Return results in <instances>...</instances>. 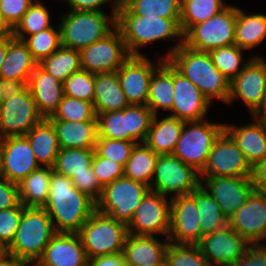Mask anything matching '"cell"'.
Wrapping results in <instances>:
<instances>
[{
    "label": "cell",
    "instance_id": "obj_1",
    "mask_svg": "<svg viewBox=\"0 0 266 266\" xmlns=\"http://www.w3.org/2000/svg\"><path fill=\"white\" fill-rule=\"evenodd\" d=\"M56 233H79L96 209V202L79 191L72 179L52 170L49 196L43 207Z\"/></svg>",
    "mask_w": 266,
    "mask_h": 266
},
{
    "label": "cell",
    "instance_id": "obj_2",
    "mask_svg": "<svg viewBox=\"0 0 266 266\" xmlns=\"http://www.w3.org/2000/svg\"><path fill=\"white\" fill-rule=\"evenodd\" d=\"M116 26L120 29L124 43L131 55H144L138 49L152 42L180 38V40L178 39L179 43L170 46L165 57L163 56V59H168L175 48L183 44L180 19L134 15L123 5L119 8Z\"/></svg>",
    "mask_w": 266,
    "mask_h": 266
},
{
    "label": "cell",
    "instance_id": "obj_3",
    "mask_svg": "<svg viewBox=\"0 0 266 266\" xmlns=\"http://www.w3.org/2000/svg\"><path fill=\"white\" fill-rule=\"evenodd\" d=\"M180 73L193 82L212 103H228L230 81L214 66L209 52L193 50L182 44L167 59Z\"/></svg>",
    "mask_w": 266,
    "mask_h": 266
},
{
    "label": "cell",
    "instance_id": "obj_4",
    "mask_svg": "<svg viewBox=\"0 0 266 266\" xmlns=\"http://www.w3.org/2000/svg\"><path fill=\"white\" fill-rule=\"evenodd\" d=\"M55 234L53 222L44 208L24 207L15 237L5 254L33 266Z\"/></svg>",
    "mask_w": 266,
    "mask_h": 266
},
{
    "label": "cell",
    "instance_id": "obj_5",
    "mask_svg": "<svg viewBox=\"0 0 266 266\" xmlns=\"http://www.w3.org/2000/svg\"><path fill=\"white\" fill-rule=\"evenodd\" d=\"M117 14L70 10L60 15L61 46L80 51L104 38L116 27Z\"/></svg>",
    "mask_w": 266,
    "mask_h": 266
},
{
    "label": "cell",
    "instance_id": "obj_6",
    "mask_svg": "<svg viewBox=\"0 0 266 266\" xmlns=\"http://www.w3.org/2000/svg\"><path fill=\"white\" fill-rule=\"evenodd\" d=\"M87 259L101 255H115L124 250L127 225L95 209L78 233Z\"/></svg>",
    "mask_w": 266,
    "mask_h": 266
},
{
    "label": "cell",
    "instance_id": "obj_7",
    "mask_svg": "<svg viewBox=\"0 0 266 266\" xmlns=\"http://www.w3.org/2000/svg\"><path fill=\"white\" fill-rule=\"evenodd\" d=\"M225 123L186 121L173 154L183 163L201 172L205 167L213 143L224 131Z\"/></svg>",
    "mask_w": 266,
    "mask_h": 266
},
{
    "label": "cell",
    "instance_id": "obj_8",
    "mask_svg": "<svg viewBox=\"0 0 266 266\" xmlns=\"http://www.w3.org/2000/svg\"><path fill=\"white\" fill-rule=\"evenodd\" d=\"M237 7L228 4L218 14L192 26L183 35V44L201 52L235 44Z\"/></svg>",
    "mask_w": 266,
    "mask_h": 266
},
{
    "label": "cell",
    "instance_id": "obj_9",
    "mask_svg": "<svg viewBox=\"0 0 266 266\" xmlns=\"http://www.w3.org/2000/svg\"><path fill=\"white\" fill-rule=\"evenodd\" d=\"M150 187L125 176L103 187L96 209L127 225Z\"/></svg>",
    "mask_w": 266,
    "mask_h": 266
},
{
    "label": "cell",
    "instance_id": "obj_10",
    "mask_svg": "<svg viewBox=\"0 0 266 266\" xmlns=\"http://www.w3.org/2000/svg\"><path fill=\"white\" fill-rule=\"evenodd\" d=\"M201 185L200 172L172 154L159 155L150 191L173 198L188 195Z\"/></svg>",
    "mask_w": 266,
    "mask_h": 266
},
{
    "label": "cell",
    "instance_id": "obj_11",
    "mask_svg": "<svg viewBox=\"0 0 266 266\" xmlns=\"http://www.w3.org/2000/svg\"><path fill=\"white\" fill-rule=\"evenodd\" d=\"M79 52L81 68L94 74L115 72L131 56L117 26L104 38Z\"/></svg>",
    "mask_w": 266,
    "mask_h": 266
},
{
    "label": "cell",
    "instance_id": "obj_12",
    "mask_svg": "<svg viewBox=\"0 0 266 266\" xmlns=\"http://www.w3.org/2000/svg\"><path fill=\"white\" fill-rule=\"evenodd\" d=\"M170 201L168 196L149 191L127 224L128 233L133 235H161L169 237Z\"/></svg>",
    "mask_w": 266,
    "mask_h": 266
},
{
    "label": "cell",
    "instance_id": "obj_13",
    "mask_svg": "<svg viewBox=\"0 0 266 266\" xmlns=\"http://www.w3.org/2000/svg\"><path fill=\"white\" fill-rule=\"evenodd\" d=\"M252 166L234 140L223 131L213 143L200 177H251Z\"/></svg>",
    "mask_w": 266,
    "mask_h": 266
},
{
    "label": "cell",
    "instance_id": "obj_14",
    "mask_svg": "<svg viewBox=\"0 0 266 266\" xmlns=\"http://www.w3.org/2000/svg\"><path fill=\"white\" fill-rule=\"evenodd\" d=\"M27 87L2 102L0 111V139L9 136H24L43 120Z\"/></svg>",
    "mask_w": 266,
    "mask_h": 266
},
{
    "label": "cell",
    "instance_id": "obj_15",
    "mask_svg": "<svg viewBox=\"0 0 266 266\" xmlns=\"http://www.w3.org/2000/svg\"><path fill=\"white\" fill-rule=\"evenodd\" d=\"M163 60L160 56L155 64L145 55H131L117 70L121 88L129 105L147 104L150 80Z\"/></svg>",
    "mask_w": 266,
    "mask_h": 266
},
{
    "label": "cell",
    "instance_id": "obj_16",
    "mask_svg": "<svg viewBox=\"0 0 266 266\" xmlns=\"http://www.w3.org/2000/svg\"><path fill=\"white\" fill-rule=\"evenodd\" d=\"M266 93V60L262 56L251 57L243 70L230 82L227 104L240 98L251 115L261 105Z\"/></svg>",
    "mask_w": 266,
    "mask_h": 266
},
{
    "label": "cell",
    "instance_id": "obj_17",
    "mask_svg": "<svg viewBox=\"0 0 266 266\" xmlns=\"http://www.w3.org/2000/svg\"><path fill=\"white\" fill-rule=\"evenodd\" d=\"M0 167L2 177L18 184L41 166L25 136L0 139Z\"/></svg>",
    "mask_w": 266,
    "mask_h": 266
},
{
    "label": "cell",
    "instance_id": "obj_18",
    "mask_svg": "<svg viewBox=\"0 0 266 266\" xmlns=\"http://www.w3.org/2000/svg\"><path fill=\"white\" fill-rule=\"evenodd\" d=\"M199 218L196 200L191 194L171 198L168 240L174 244L197 245L202 239Z\"/></svg>",
    "mask_w": 266,
    "mask_h": 266
},
{
    "label": "cell",
    "instance_id": "obj_19",
    "mask_svg": "<svg viewBox=\"0 0 266 266\" xmlns=\"http://www.w3.org/2000/svg\"><path fill=\"white\" fill-rule=\"evenodd\" d=\"M197 245L210 266H230L246 255L251 244L235 230L226 226L203 236Z\"/></svg>",
    "mask_w": 266,
    "mask_h": 266
},
{
    "label": "cell",
    "instance_id": "obj_20",
    "mask_svg": "<svg viewBox=\"0 0 266 266\" xmlns=\"http://www.w3.org/2000/svg\"><path fill=\"white\" fill-rule=\"evenodd\" d=\"M228 226L250 244H265L266 192L255 190L245 204L228 218Z\"/></svg>",
    "mask_w": 266,
    "mask_h": 266
},
{
    "label": "cell",
    "instance_id": "obj_21",
    "mask_svg": "<svg viewBox=\"0 0 266 266\" xmlns=\"http://www.w3.org/2000/svg\"><path fill=\"white\" fill-rule=\"evenodd\" d=\"M201 185L219 204L227 218L245 204L256 190L251 177H200Z\"/></svg>",
    "mask_w": 266,
    "mask_h": 266
},
{
    "label": "cell",
    "instance_id": "obj_22",
    "mask_svg": "<svg viewBox=\"0 0 266 266\" xmlns=\"http://www.w3.org/2000/svg\"><path fill=\"white\" fill-rule=\"evenodd\" d=\"M211 102L199 88L174 67L173 104L168 116L183 121H201L206 119Z\"/></svg>",
    "mask_w": 266,
    "mask_h": 266
},
{
    "label": "cell",
    "instance_id": "obj_23",
    "mask_svg": "<svg viewBox=\"0 0 266 266\" xmlns=\"http://www.w3.org/2000/svg\"><path fill=\"white\" fill-rule=\"evenodd\" d=\"M33 266H88L80 235L56 233Z\"/></svg>",
    "mask_w": 266,
    "mask_h": 266
},
{
    "label": "cell",
    "instance_id": "obj_24",
    "mask_svg": "<svg viewBox=\"0 0 266 266\" xmlns=\"http://www.w3.org/2000/svg\"><path fill=\"white\" fill-rule=\"evenodd\" d=\"M156 236L133 235L128 233L123 254L127 266H149L162 264L170 243L168 238L159 241Z\"/></svg>",
    "mask_w": 266,
    "mask_h": 266
},
{
    "label": "cell",
    "instance_id": "obj_25",
    "mask_svg": "<svg viewBox=\"0 0 266 266\" xmlns=\"http://www.w3.org/2000/svg\"><path fill=\"white\" fill-rule=\"evenodd\" d=\"M27 87L43 118H48L57 110L64 97L63 83L37 65L30 75Z\"/></svg>",
    "mask_w": 266,
    "mask_h": 266
},
{
    "label": "cell",
    "instance_id": "obj_26",
    "mask_svg": "<svg viewBox=\"0 0 266 266\" xmlns=\"http://www.w3.org/2000/svg\"><path fill=\"white\" fill-rule=\"evenodd\" d=\"M224 131L234 140L251 166L266 156L265 123L255 118L242 126L225 123Z\"/></svg>",
    "mask_w": 266,
    "mask_h": 266
},
{
    "label": "cell",
    "instance_id": "obj_27",
    "mask_svg": "<svg viewBox=\"0 0 266 266\" xmlns=\"http://www.w3.org/2000/svg\"><path fill=\"white\" fill-rule=\"evenodd\" d=\"M49 121L56 131L60 149H95L98 138L97 121Z\"/></svg>",
    "mask_w": 266,
    "mask_h": 266
},
{
    "label": "cell",
    "instance_id": "obj_28",
    "mask_svg": "<svg viewBox=\"0 0 266 266\" xmlns=\"http://www.w3.org/2000/svg\"><path fill=\"white\" fill-rule=\"evenodd\" d=\"M93 104L97 115L123 110L129 106L121 88L117 71L95 74Z\"/></svg>",
    "mask_w": 266,
    "mask_h": 266
},
{
    "label": "cell",
    "instance_id": "obj_29",
    "mask_svg": "<svg viewBox=\"0 0 266 266\" xmlns=\"http://www.w3.org/2000/svg\"><path fill=\"white\" fill-rule=\"evenodd\" d=\"M38 63L33 59L27 45L19 39L8 37L6 56L1 66L0 79L26 81Z\"/></svg>",
    "mask_w": 266,
    "mask_h": 266
},
{
    "label": "cell",
    "instance_id": "obj_30",
    "mask_svg": "<svg viewBox=\"0 0 266 266\" xmlns=\"http://www.w3.org/2000/svg\"><path fill=\"white\" fill-rule=\"evenodd\" d=\"M154 115L145 144L159 155L173 154L177 141L186 121L165 116Z\"/></svg>",
    "mask_w": 266,
    "mask_h": 266
},
{
    "label": "cell",
    "instance_id": "obj_31",
    "mask_svg": "<svg viewBox=\"0 0 266 266\" xmlns=\"http://www.w3.org/2000/svg\"><path fill=\"white\" fill-rule=\"evenodd\" d=\"M174 66L164 59L163 63L154 71L150 80L147 106L154 115L159 110L170 111L173 104Z\"/></svg>",
    "mask_w": 266,
    "mask_h": 266
},
{
    "label": "cell",
    "instance_id": "obj_32",
    "mask_svg": "<svg viewBox=\"0 0 266 266\" xmlns=\"http://www.w3.org/2000/svg\"><path fill=\"white\" fill-rule=\"evenodd\" d=\"M41 167H53L60 147L52 123L44 118L24 135Z\"/></svg>",
    "mask_w": 266,
    "mask_h": 266
},
{
    "label": "cell",
    "instance_id": "obj_33",
    "mask_svg": "<svg viewBox=\"0 0 266 266\" xmlns=\"http://www.w3.org/2000/svg\"><path fill=\"white\" fill-rule=\"evenodd\" d=\"M266 39V15L247 14L237 7L235 45L242 50H251Z\"/></svg>",
    "mask_w": 266,
    "mask_h": 266
},
{
    "label": "cell",
    "instance_id": "obj_34",
    "mask_svg": "<svg viewBox=\"0 0 266 266\" xmlns=\"http://www.w3.org/2000/svg\"><path fill=\"white\" fill-rule=\"evenodd\" d=\"M51 167H40L18 183L19 199L25 207L43 208L49 196Z\"/></svg>",
    "mask_w": 266,
    "mask_h": 266
},
{
    "label": "cell",
    "instance_id": "obj_35",
    "mask_svg": "<svg viewBox=\"0 0 266 266\" xmlns=\"http://www.w3.org/2000/svg\"><path fill=\"white\" fill-rule=\"evenodd\" d=\"M190 194L195 198L198 212L200 214L199 223L202 231V237L228 226V218L221 211V208L216 200L202 185Z\"/></svg>",
    "mask_w": 266,
    "mask_h": 266
},
{
    "label": "cell",
    "instance_id": "obj_36",
    "mask_svg": "<svg viewBox=\"0 0 266 266\" xmlns=\"http://www.w3.org/2000/svg\"><path fill=\"white\" fill-rule=\"evenodd\" d=\"M158 157L145 143H137L124 167V176L150 187Z\"/></svg>",
    "mask_w": 266,
    "mask_h": 266
},
{
    "label": "cell",
    "instance_id": "obj_37",
    "mask_svg": "<svg viewBox=\"0 0 266 266\" xmlns=\"http://www.w3.org/2000/svg\"><path fill=\"white\" fill-rule=\"evenodd\" d=\"M224 0H181L180 29L183 35L194 25L206 21L228 5Z\"/></svg>",
    "mask_w": 266,
    "mask_h": 266
},
{
    "label": "cell",
    "instance_id": "obj_38",
    "mask_svg": "<svg viewBox=\"0 0 266 266\" xmlns=\"http://www.w3.org/2000/svg\"><path fill=\"white\" fill-rule=\"evenodd\" d=\"M38 65L61 83H64L71 74L82 69L80 52L63 46L44 58Z\"/></svg>",
    "mask_w": 266,
    "mask_h": 266
},
{
    "label": "cell",
    "instance_id": "obj_39",
    "mask_svg": "<svg viewBox=\"0 0 266 266\" xmlns=\"http://www.w3.org/2000/svg\"><path fill=\"white\" fill-rule=\"evenodd\" d=\"M94 153L95 149H60L52 169L70 179L78 174L90 173Z\"/></svg>",
    "mask_w": 266,
    "mask_h": 266
},
{
    "label": "cell",
    "instance_id": "obj_40",
    "mask_svg": "<svg viewBox=\"0 0 266 266\" xmlns=\"http://www.w3.org/2000/svg\"><path fill=\"white\" fill-rule=\"evenodd\" d=\"M49 7L35 0L22 17L21 21L13 29V37L24 40L29 35H34L52 27Z\"/></svg>",
    "mask_w": 266,
    "mask_h": 266
},
{
    "label": "cell",
    "instance_id": "obj_41",
    "mask_svg": "<svg viewBox=\"0 0 266 266\" xmlns=\"http://www.w3.org/2000/svg\"><path fill=\"white\" fill-rule=\"evenodd\" d=\"M124 6L134 15L180 19L181 0H129Z\"/></svg>",
    "mask_w": 266,
    "mask_h": 266
},
{
    "label": "cell",
    "instance_id": "obj_42",
    "mask_svg": "<svg viewBox=\"0 0 266 266\" xmlns=\"http://www.w3.org/2000/svg\"><path fill=\"white\" fill-rule=\"evenodd\" d=\"M243 50L237 45H229L209 52L214 66L231 82L249 62L244 61Z\"/></svg>",
    "mask_w": 266,
    "mask_h": 266
},
{
    "label": "cell",
    "instance_id": "obj_43",
    "mask_svg": "<svg viewBox=\"0 0 266 266\" xmlns=\"http://www.w3.org/2000/svg\"><path fill=\"white\" fill-rule=\"evenodd\" d=\"M23 42L31 52L33 59L40 63L61 47L60 28L52 26L34 35L27 36Z\"/></svg>",
    "mask_w": 266,
    "mask_h": 266
},
{
    "label": "cell",
    "instance_id": "obj_44",
    "mask_svg": "<svg viewBox=\"0 0 266 266\" xmlns=\"http://www.w3.org/2000/svg\"><path fill=\"white\" fill-rule=\"evenodd\" d=\"M48 120L97 121L94 104L64 95L57 110Z\"/></svg>",
    "mask_w": 266,
    "mask_h": 266
},
{
    "label": "cell",
    "instance_id": "obj_45",
    "mask_svg": "<svg viewBox=\"0 0 266 266\" xmlns=\"http://www.w3.org/2000/svg\"><path fill=\"white\" fill-rule=\"evenodd\" d=\"M98 138L128 141L127 107L97 115Z\"/></svg>",
    "mask_w": 266,
    "mask_h": 266
},
{
    "label": "cell",
    "instance_id": "obj_46",
    "mask_svg": "<svg viewBox=\"0 0 266 266\" xmlns=\"http://www.w3.org/2000/svg\"><path fill=\"white\" fill-rule=\"evenodd\" d=\"M153 117L147 105L127 106L128 141L144 143Z\"/></svg>",
    "mask_w": 266,
    "mask_h": 266
},
{
    "label": "cell",
    "instance_id": "obj_47",
    "mask_svg": "<svg viewBox=\"0 0 266 266\" xmlns=\"http://www.w3.org/2000/svg\"><path fill=\"white\" fill-rule=\"evenodd\" d=\"M165 261L167 266H210L198 245L169 243Z\"/></svg>",
    "mask_w": 266,
    "mask_h": 266
},
{
    "label": "cell",
    "instance_id": "obj_48",
    "mask_svg": "<svg viewBox=\"0 0 266 266\" xmlns=\"http://www.w3.org/2000/svg\"><path fill=\"white\" fill-rule=\"evenodd\" d=\"M95 74L81 69L71 74L63 83L64 95L92 102L94 99Z\"/></svg>",
    "mask_w": 266,
    "mask_h": 266
},
{
    "label": "cell",
    "instance_id": "obj_49",
    "mask_svg": "<svg viewBox=\"0 0 266 266\" xmlns=\"http://www.w3.org/2000/svg\"><path fill=\"white\" fill-rule=\"evenodd\" d=\"M136 144L134 141L97 138L95 152L125 167Z\"/></svg>",
    "mask_w": 266,
    "mask_h": 266
},
{
    "label": "cell",
    "instance_id": "obj_50",
    "mask_svg": "<svg viewBox=\"0 0 266 266\" xmlns=\"http://www.w3.org/2000/svg\"><path fill=\"white\" fill-rule=\"evenodd\" d=\"M24 205L0 210V247L5 251L12 243L22 217Z\"/></svg>",
    "mask_w": 266,
    "mask_h": 266
},
{
    "label": "cell",
    "instance_id": "obj_51",
    "mask_svg": "<svg viewBox=\"0 0 266 266\" xmlns=\"http://www.w3.org/2000/svg\"><path fill=\"white\" fill-rule=\"evenodd\" d=\"M92 168L102 187L124 176V167L122 165L112 159L101 157L96 152L94 153Z\"/></svg>",
    "mask_w": 266,
    "mask_h": 266
},
{
    "label": "cell",
    "instance_id": "obj_52",
    "mask_svg": "<svg viewBox=\"0 0 266 266\" xmlns=\"http://www.w3.org/2000/svg\"><path fill=\"white\" fill-rule=\"evenodd\" d=\"M35 0H0V12L8 25L14 29Z\"/></svg>",
    "mask_w": 266,
    "mask_h": 266
},
{
    "label": "cell",
    "instance_id": "obj_53",
    "mask_svg": "<svg viewBox=\"0 0 266 266\" xmlns=\"http://www.w3.org/2000/svg\"><path fill=\"white\" fill-rule=\"evenodd\" d=\"M72 182L79 191L87 194L95 202L100 198L103 187L100 185L92 167H90V173L75 175Z\"/></svg>",
    "mask_w": 266,
    "mask_h": 266
},
{
    "label": "cell",
    "instance_id": "obj_54",
    "mask_svg": "<svg viewBox=\"0 0 266 266\" xmlns=\"http://www.w3.org/2000/svg\"><path fill=\"white\" fill-rule=\"evenodd\" d=\"M230 266H266V245L251 244L246 255Z\"/></svg>",
    "mask_w": 266,
    "mask_h": 266
},
{
    "label": "cell",
    "instance_id": "obj_55",
    "mask_svg": "<svg viewBox=\"0 0 266 266\" xmlns=\"http://www.w3.org/2000/svg\"><path fill=\"white\" fill-rule=\"evenodd\" d=\"M20 203L18 184L0 178V210L14 208Z\"/></svg>",
    "mask_w": 266,
    "mask_h": 266
},
{
    "label": "cell",
    "instance_id": "obj_56",
    "mask_svg": "<svg viewBox=\"0 0 266 266\" xmlns=\"http://www.w3.org/2000/svg\"><path fill=\"white\" fill-rule=\"evenodd\" d=\"M67 2L71 10L76 11H103L102 6L111 3L110 14H118L120 6L116 0H64Z\"/></svg>",
    "mask_w": 266,
    "mask_h": 266
},
{
    "label": "cell",
    "instance_id": "obj_57",
    "mask_svg": "<svg viewBox=\"0 0 266 266\" xmlns=\"http://www.w3.org/2000/svg\"><path fill=\"white\" fill-rule=\"evenodd\" d=\"M251 180L257 191L266 192V156L252 166Z\"/></svg>",
    "mask_w": 266,
    "mask_h": 266
},
{
    "label": "cell",
    "instance_id": "obj_58",
    "mask_svg": "<svg viewBox=\"0 0 266 266\" xmlns=\"http://www.w3.org/2000/svg\"><path fill=\"white\" fill-rule=\"evenodd\" d=\"M88 266H127L123 252L115 255H101L88 259Z\"/></svg>",
    "mask_w": 266,
    "mask_h": 266
},
{
    "label": "cell",
    "instance_id": "obj_59",
    "mask_svg": "<svg viewBox=\"0 0 266 266\" xmlns=\"http://www.w3.org/2000/svg\"><path fill=\"white\" fill-rule=\"evenodd\" d=\"M1 88L3 91L4 100H7L9 96H14L24 91L27 88V82L1 79Z\"/></svg>",
    "mask_w": 266,
    "mask_h": 266
},
{
    "label": "cell",
    "instance_id": "obj_60",
    "mask_svg": "<svg viewBox=\"0 0 266 266\" xmlns=\"http://www.w3.org/2000/svg\"><path fill=\"white\" fill-rule=\"evenodd\" d=\"M30 265L27 261L17 259L11 256L4 254L0 258V266H28Z\"/></svg>",
    "mask_w": 266,
    "mask_h": 266
},
{
    "label": "cell",
    "instance_id": "obj_61",
    "mask_svg": "<svg viewBox=\"0 0 266 266\" xmlns=\"http://www.w3.org/2000/svg\"><path fill=\"white\" fill-rule=\"evenodd\" d=\"M253 118L266 124V93L262 99L261 105L252 114Z\"/></svg>",
    "mask_w": 266,
    "mask_h": 266
},
{
    "label": "cell",
    "instance_id": "obj_62",
    "mask_svg": "<svg viewBox=\"0 0 266 266\" xmlns=\"http://www.w3.org/2000/svg\"><path fill=\"white\" fill-rule=\"evenodd\" d=\"M12 36H13V29L4 20L2 13L0 12V38L12 37Z\"/></svg>",
    "mask_w": 266,
    "mask_h": 266
},
{
    "label": "cell",
    "instance_id": "obj_63",
    "mask_svg": "<svg viewBox=\"0 0 266 266\" xmlns=\"http://www.w3.org/2000/svg\"><path fill=\"white\" fill-rule=\"evenodd\" d=\"M8 46V37L0 38V70L3 65Z\"/></svg>",
    "mask_w": 266,
    "mask_h": 266
},
{
    "label": "cell",
    "instance_id": "obj_64",
    "mask_svg": "<svg viewBox=\"0 0 266 266\" xmlns=\"http://www.w3.org/2000/svg\"><path fill=\"white\" fill-rule=\"evenodd\" d=\"M4 101V97H3V91L1 88V79H0V111H1V107H2V102Z\"/></svg>",
    "mask_w": 266,
    "mask_h": 266
},
{
    "label": "cell",
    "instance_id": "obj_65",
    "mask_svg": "<svg viewBox=\"0 0 266 266\" xmlns=\"http://www.w3.org/2000/svg\"><path fill=\"white\" fill-rule=\"evenodd\" d=\"M129 0H116L117 4L119 6H123L125 3H127Z\"/></svg>",
    "mask_w": 266,
    "mask_h": 266
},
{
    "label": "cell",
    "instance_id": "obj_66",
    "mask_svg": "<svg viewBox=\"0 0 266 266\" xmlns=\"http://www.w3.org/2000/svg\"><path fill=\"white\" fill-rule=\"evenodd\" d=\"M148 266V265H147ZM149 266H167L166 265V261H164L162 264H158V265H149Z\"/></svg>",
    "mask_w": 266,
    "mask_h": 266
},
{
    "label": "cell",
    "instance_id": "obj_67",
    "mask_svg": "<svg viewBox=\"0 0 266 266\" xmlns=\"http://www.w3.org/2000/svg\"><path fill=\"white\" fill-rule=\"evenodd\" d=\"M5 254V251L0 247V258Z\"/></svg>",
    "mask_w": 266,
    "mask_h": 266
}]
</instances>
